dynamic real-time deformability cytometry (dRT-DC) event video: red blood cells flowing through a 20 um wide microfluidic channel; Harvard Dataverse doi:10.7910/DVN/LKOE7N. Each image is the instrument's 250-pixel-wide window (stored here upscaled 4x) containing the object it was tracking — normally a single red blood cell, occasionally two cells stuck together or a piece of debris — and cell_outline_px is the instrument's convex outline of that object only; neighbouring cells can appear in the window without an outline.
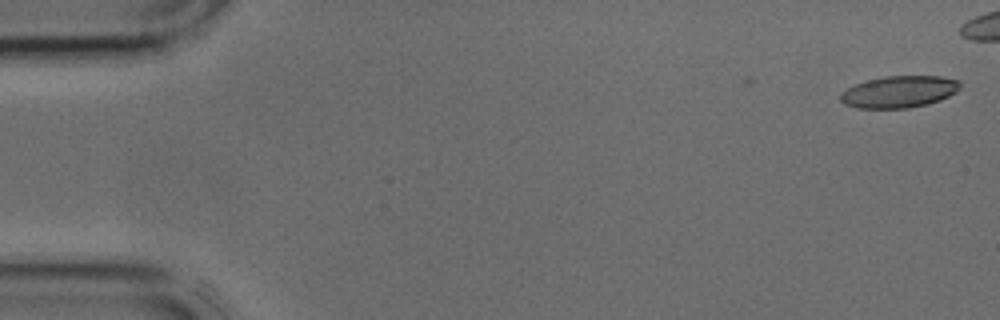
{"species": "common noctule bat (a hibernating species)", "species_latin": "Nyctalus noctula", "temperature_condition": "cold", "stored_images_in_passage": 6, "camera_frame_rate_fps": 3000, "um_per_image_px": 0.085, "animal": {"sex": "male", "body_mass_g": 17.9, "forearm_length_mm": 54.2}, "frame": {"image": 1, "passage_image": 1, "time_ms": 0.0, "image_size_px": [1000, 320], "cell_outline_px": [[960, 88], [956, 92], [940, 100], [928, 104], [908, 108], [856, 108], [844, 104], [840, 100], [840, 92], [856, 84], [868, 80], [884, 76], [940, 76], [960, 80]], "centroid_in_image_um": [76.43, 7.8], "position_along_channel_um": 8.6, "area_um2": 22.25}}